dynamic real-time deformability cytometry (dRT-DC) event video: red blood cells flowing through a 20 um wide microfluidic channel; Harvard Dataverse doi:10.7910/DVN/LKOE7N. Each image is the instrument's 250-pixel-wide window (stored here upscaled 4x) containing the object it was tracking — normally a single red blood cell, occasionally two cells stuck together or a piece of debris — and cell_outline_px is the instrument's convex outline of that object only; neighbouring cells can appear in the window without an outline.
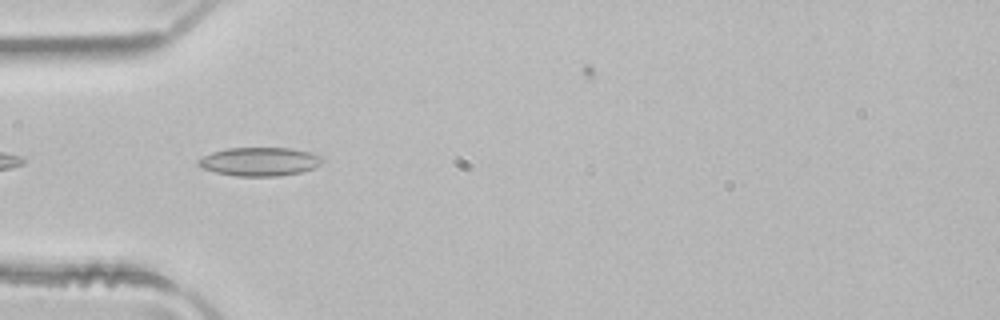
{"species": "common noctule bat (a hibernating species)", "species_latin": "Nyctalus noctula", "temperature_condition": "room temperature", "stored_images_in_passage": 2, "camera_frame_rate_fps": 3000, "um_per_image_px": 0.085, "animal": {"sex": "male", "body_mass_g": 21.5, "forearm_length_mm": 52.0}, "frame": {"image": 1, "passage_image": 2, "time_ms": 0.333, "image_size_px": [1000, 320], "cell_outline_px": [[324, 160], [320, 164], [312, 168], [300, 172], [276, 176], [236, 176], [216, 172], [204, 168], [196, 164], [196, 160], [212, 152], [228, 148], [288, 148], [308, 152], [320, 156]], "centroid_in_image_um": [22.03, 13.73], "position_along_channel_um": 63.0, "area_um2": 20.4}}